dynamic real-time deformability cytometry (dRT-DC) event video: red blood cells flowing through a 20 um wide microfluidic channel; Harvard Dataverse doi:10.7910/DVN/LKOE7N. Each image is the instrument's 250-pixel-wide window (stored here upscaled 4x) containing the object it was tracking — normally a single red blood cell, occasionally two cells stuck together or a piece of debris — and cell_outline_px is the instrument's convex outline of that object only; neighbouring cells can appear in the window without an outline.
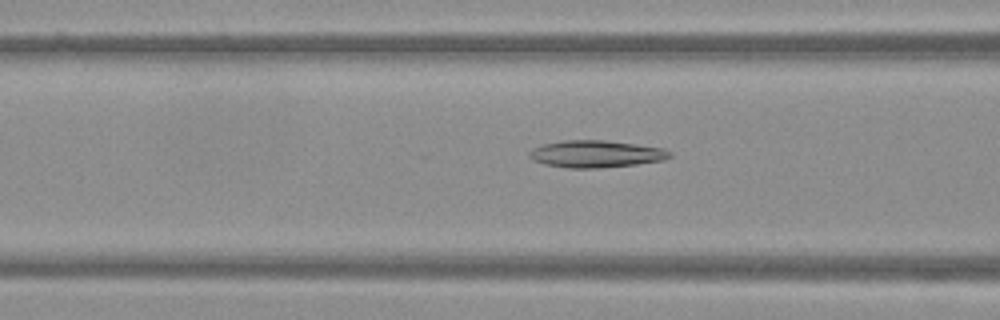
{"species": "Egyptian fruit bat (a non-hibernating species)", "species_latin": "Rousettus aegyptiacus", "temperature_condition": "warm", "stored_images_in_passage": 36, "camera_frame_rate_fps": 3000, "um_per_image_px": 0.085, "frame": {"image": 1, "passage_image": 6, "time_ms": 1.667, "image_size_px": [1000, 320], "cell_outline_px": [[672, 156], [664, 160], [636, 164], [600, 168], [568, 168], [544, 164], [532, 160], [528, 156], [528, 152], [532, 148], [544, 144], [564, 140], [604, 140], [664, 148], [672, 152]], "centroid_in_image_um": [50.64, 13.09], "position_along_channel_um": 116.0, "area_um2": 22.25}}
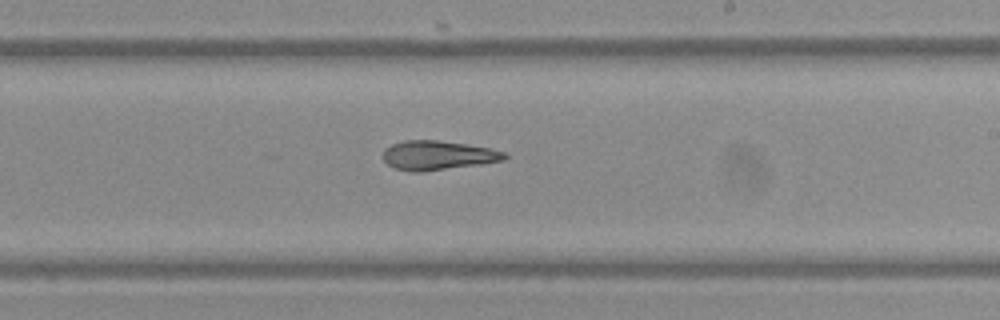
{"frame": {"image": 2, "passage_image": 16, "time_ms": 5.0, "image_size_px": [1000, 320], "cell_outline_px": [[508, 156], [504, 160], [480, 164], [424, 172], [412, 172], [396, 168], [388, 164], [384, 160], [384, 148], [392, 144], [404, 140], [436, 140], [492, 148], [504, 152]], "centroid_in_image_um": [37.21, 13.2], "position_along_channel_um": 251.8, "area_um2": 20.63}}
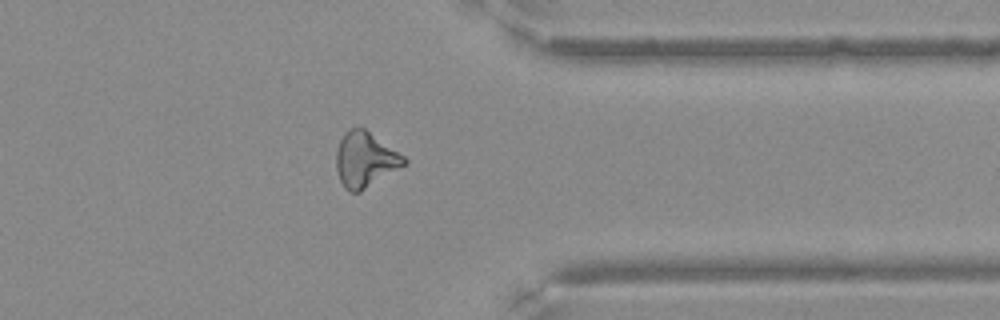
{"frame": {"image": 3, "passage_image": 26, "time_ms": 8.333, "image_size_px": [1000, 320], "cell_outline_px": [[408, 164], [360, 192], [348, 192], [344, 188], [340, 180], [336, 168], [336, 152], [340, 140], [344, 132], [352, 128], [364, 128], [404, 156], [408, 160]], "centroid_in_image_um": [31.04, 13.59], "position_along_channel_um": 380.4, "area_um2": 21.85}}